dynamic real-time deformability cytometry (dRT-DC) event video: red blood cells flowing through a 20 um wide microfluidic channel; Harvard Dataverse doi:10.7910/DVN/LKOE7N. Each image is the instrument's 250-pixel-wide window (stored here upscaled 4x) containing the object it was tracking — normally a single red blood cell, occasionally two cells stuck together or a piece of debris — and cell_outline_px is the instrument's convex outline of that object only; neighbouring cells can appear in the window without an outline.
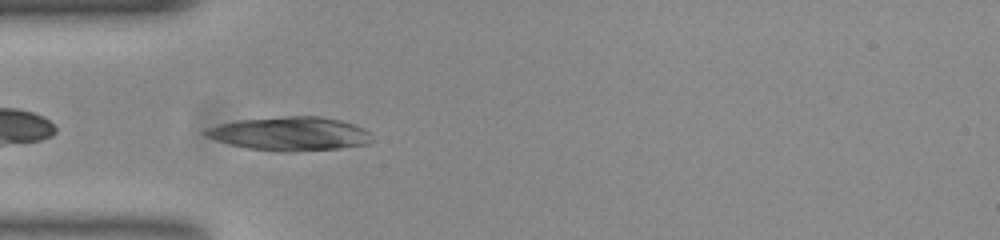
{"species": "common noctule bat (a hibernating species)", "species_latin": "Nyctalus noctula", "temperature_condition": "room temperature", "stored_images_in_passage": 39, "camera_frame_rate_fps": 3000, "um_per_image_px": 0.085, "animal": {"sex": "female", "body_mass_g": 23.0, "forearm_length_mm": 53.4}, "frame": {"image": 1, "passage_image": 1, "time_ms": 0.0, "image_size_px": [1000, 240], "cell_outline_px": [[376, 140], [368, 144], [340, 148], [292, 152], [284, 152], [248, 148], [216, 140], [200, 132], [204, 128], [216, 124], [236, 120], [288, 116], [320, 116], [340, 120], [364, 128], [372, 132]], "centroid_in_image_um": [24.69, 11.36], "position_along_channel_um": 60.3, "area_um2": 33.12}}